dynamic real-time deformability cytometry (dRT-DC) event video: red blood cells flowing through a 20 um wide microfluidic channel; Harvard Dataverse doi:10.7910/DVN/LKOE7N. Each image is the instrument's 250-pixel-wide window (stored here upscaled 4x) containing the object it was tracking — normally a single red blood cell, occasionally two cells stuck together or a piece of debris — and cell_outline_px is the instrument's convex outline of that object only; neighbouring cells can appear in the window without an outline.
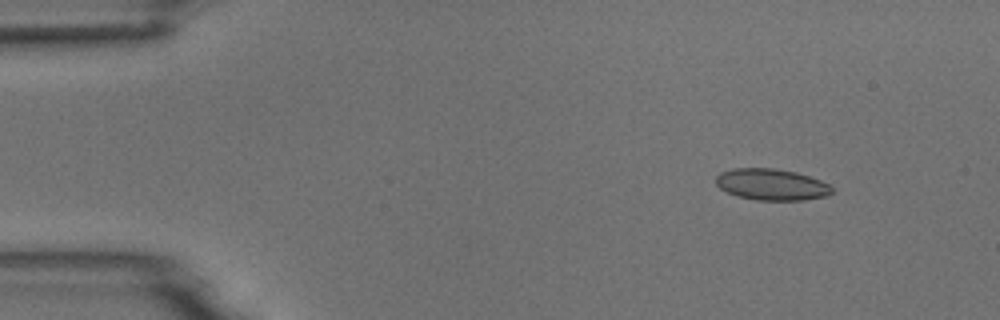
{"species": "common noctule bat (a hibernating species)", "species_latin": "Nyctalus noctula", "temperature_condition": "room temperature", "stored_images_in_passage": 5, "camera_frame_rate_fps": 3000, "um_per_image_px": 0.085, "animal": {"sex": "male", "body_mass_g": 18.8}, "frame": {"image": 1, "passage_image": 2, "time_ms": 1.333, "image_size_px": [1000, 320], "cell_outline_px": [[832, 192], [824, 196], [804, 200], [756, 200], [736, 196], [720, 188], [716, 184], [716, 176], [720, 172], [736, 168], [772, 168], [796, 172], [820, 180], [828, 184], [832, 188]], "centroid_in_image_um": [65.55, 15.68], "position_along_channel_um": 19.4, "area_um2": 21.1}}